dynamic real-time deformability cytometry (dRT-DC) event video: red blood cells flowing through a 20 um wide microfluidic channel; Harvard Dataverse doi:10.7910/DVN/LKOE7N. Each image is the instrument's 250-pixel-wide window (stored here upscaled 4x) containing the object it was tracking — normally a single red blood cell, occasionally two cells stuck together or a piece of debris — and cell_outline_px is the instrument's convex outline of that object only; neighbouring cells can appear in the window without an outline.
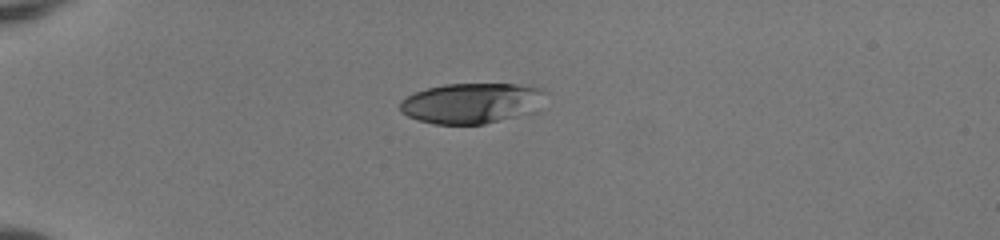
{"species": "human", "species_latin": "Homo sapiens", "temperature_condition": "room temperature", "stored_images_in_passage": 38, "camera_frame_rate_fps": 3000, "um_per_image_px": 0.085, "donor": {"sex": "female"}, "frame": {"image": 1, "passage_image": 1, "time_ms": 0.0, "image_size_px": [1000, 240], "cell_outline_px": [[548, 92], [524, 112], [516, 116], [484, 124], [432, 124], [408, 116], [400, 112], [400, 100], [416, 92], [428, 88], [444, 84], [516, 84], [544, 88]], "centroid_in_image_um": [39.97, 8.75], "position_along_channel_um": 45.0, "area_um2": 33.47}}
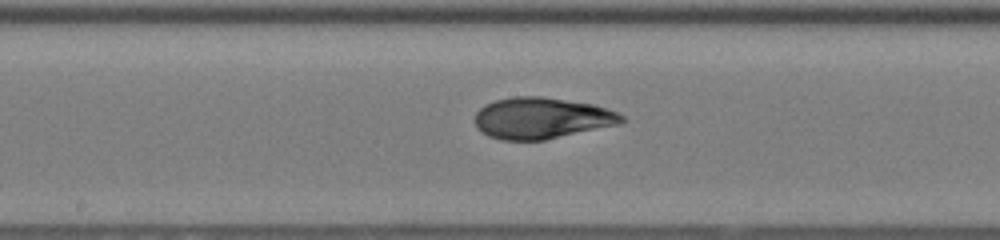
{"frame": {"image": 2, "passage_image": 16, "time_ms": 5.0, "image_size_px": [1000, 240], "cell_outline_px": [[628, 120], [620, 124], [544, 140], [500, 140], [488, 136], [480, 132], [476, 128], [476, 112], [484, 104], [496, 100], [512, 96], [540, 96], [592, 104], [616, 112], [624, 116]], "centroid_in_image_um": [46.02, 10.04], "position_along_channel_um": 202.2, "area_um2": 35.37}}
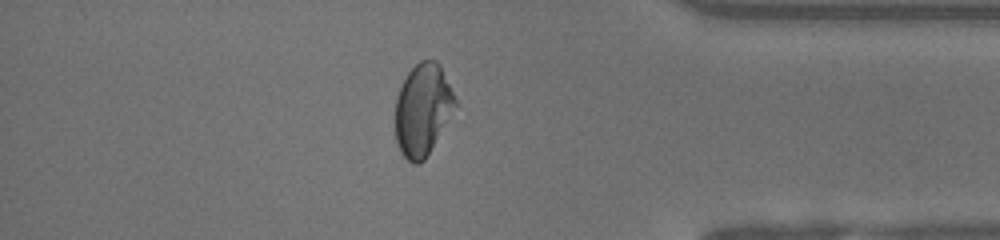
{"frame": {"image": 3, "passage_image": 32, "time_ms": 10.333, "image_size_px": [1000, 240], "cell_outline_px": [[460, 104], [424, 160], [420, 164], [412, 164], [400, 152], [396, 140], [396, 100], [400, 88], [408, 72], [420, 60], [436, 60], [440, 64]], "centroid_in_image_um": [35.98, 9.32], "position_along_channel_um": 399.2, "area_um2": 32.48}, "authors_computed_cell_mechanics": {"area_um2": 34.68, "velocity_mm_per_s": 4.0156, "shape_relaxation_time_tau1_ms": 7.0988, "shape_relaxation_time_tau2_ms": 0.6815, "deformation_change_tau1": 0.2618, "deformation_change_tau2": 0.0427}}